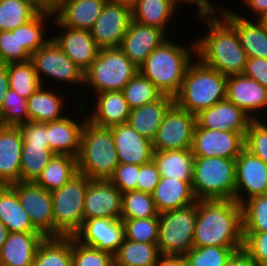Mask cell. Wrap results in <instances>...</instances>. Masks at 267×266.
Segmentation results:
<instances>
[{
	"label": "cell",
	"mask_w": 267,
	"mask_h": 266,
	"mask_svg": "<svg viewBox=\"0 0 267 266\" xmlns=\"http://www.w3.org/2000/svg\"><path fill=\"white\" fill-rule=\"evenodd\" d=\"M166 35L160 28L132 20L119 48L139 68L149 54L167 39Z\"/></svg>",
	"instance_id": "d6986e66"
},
{
	"label": "cell",
	"mask_w": 267,
	"mask_h": 266,
	"mask_svg": "<svg viewBox=\"0 0 267 266\" xmlns=\"http://www.w3.org/2000/svg\"><path fill=\"white\" fill-rule=\"evenodd\" d=\"M10 89L7 64L0 63V109L4 102L5 93Z\"/></svg>",
	"instance_id": "6125c7cd"
},
{
	"label": "cell",
	"mask_w": 267,
	"mask_h": 266,
	"mask_svg": "<svg viewBox=\"0 0 267 266\" xmlns=\"http://www.w3.org/2000/svg\"><path fill=\"white\" fill-rule=\"evenodd\" d=\"M174 97L162 95L158 100L130 109L127 124L138 134L153 141Z\"/></svg>",
	"instance_id": "83f0119b"
},
{
	"label": "cell",
	"mask_w": 267,
	"mask_h": 266,
	"mask_svg": "<svg viewBox=\"0 0 267 266\" xmlns=\"http://www.w3.org/2000/svg\"><path fill=\"white\" fill-rule=\"evenodd\" d=\"M131 21V9L107 1L90 32L100 48L120 47Z\"/></svg>",
	"instance_id": "9a60e30c"
},
{
	"label": "cell",
	"mask_w": 267,
	"mask_h": 266,
	"mask_svg": "<svg viewBox=\"0 0 267 266\" xmlns=\"http://www.w3.org/2000/svg\"><path fill=\"white\" fill-rule=\"evenodd\" d=\"M111 266H119V265L114 262Z\"/></svg>",
	"instance_id": "89a4df30"
},
{
	"label": "cell",
	"mask_w": 267,
	"mask_h": 266,
	"mask_svg": "<svg viewBox=\"0 0 267 266\" xmlns=\"http://www.w3.org/2000/svg\"><path fill=\"white\" fill-rule=\"evenodd\" d=\"M245 134L246 132L206 129L196 123L192 154L194 157L236 158L244 148Z\"/></svg>",
	"instance_id": "7c38bea8"
},
{
	"label": "cell",
	"mask_w": 267,
	"mask_h": 266,
	"mask_svg": "<svg viewBox=\"0 0 267 266\" xmlns=\"http://www.w3.org/2000/svg\"><path fill=\"white\" fill-rule=\"evenodd\" d=\"M122 193L110 180H91L84 201V221L94 218L121 219Z\"/></svg>",
	"instance_id": "2e32d148"
},
{
	"label": "cell",
	"mask_w": 267,
	"mask_h": 266,
	"mask_svg": "<svg viewBox=\"0 0 267 266\" xmlns=\"http://www.w3.org/2000/svg\"><path fill=\"white\" fill-rule=\"evenodd\" d=\"M226 99L252 119H261L256 111L267 108V88L243 74L231 75L227 77Z\"/></svg>",
	"instance_id": "ffe728a7"
},
{
	"label": "cell",
	"mask_w": 267,
	"mask_h": 266,
	"mask_svg": "<svg viewBox=\"0 0 267 266\" xmlns=\"http://www.w3.org/2000/svg\"><path fill=\"white\" fill-rule=\"evenodd\" d=\"M78 172L90 180H109L119 165L118 153L110 128H102L89 121L81 133Z\"/></svg>",
	"instance_id": "5b68a950"
},
{
	"label": "cell",
	"mask_w": 267,
	"mask_h": 266,
	"mask_svg": "<svg viewBox=\"0 0 267 266\" xmlns=\"http://www.w3.org/2000/svg\"><path fill=\"white\" fill-rule=\"evenodd\" d=\"M138 174L139 165L119 163L114 175L109 180L123 194L136 190Z\"/></svg>",
	"instance_id": "816d5d0a"
},
{
	"label": "cell",
	"mask_w": 267,
	"mask_h": 266,
	"mask_svg": "<svg viewBox=\"0 0 267 266\" xmlns=\"http://www.w3.org/2000/svg\"><path fill=\"white\" fill-rule=\"evenodd\" d=\"M96 97L97 106L87 114V121L102 128L127 123L130 108L122 91H105L97 93Z\"/></svg>",
	"instance_id": "484cf974"
},
{
	"label": "cell",
	"mask_w": 267,
	"mask_h": 266,
	"mask_svg": "<svg viewBox=\"0 0 267 266\" xmlns=\"http://www.w3.org/2000/svg\"><path fill=\"white\" fill-rule=\"evenodd\" d=\"M54 24L61 34L51 36L62 51L85 72L97 58L100 47L93 39L90 30L63 26L57 19Z\"/></svg>",
	"instance_id": "ac0fdd59"
},
{
	"label": "cell",
	"mask_w": 267,
	"mask_h": 266,
	"mask_svg": "<svg viewBox=\"0 0 267 266\" xmlns=\"http://www.w3.org/2000/svg\"><path fill=\"white\" fill-rule=\"evenodd\" d=\"M72 266H111L114 255L95 247H90L71 237Z\"/></svg>",
	"instance_id": "7dc6e473"
},
{
	"label": "cell",
	"mask_w": 267,
	"mask_h": 266,
	"mask_svg": "<svg viewBox=\"0 0 267 266\" xmlns=\"http://www.w3.org/2000/svg\"><path fill=\"white\" fill-rule=\"evenodd\" d=\"M23 135V144L49 145L47 122L28 121L19 125Z\"/></svg>",
	"instance_id": "11a10c76"
},
{
	"label": "cell",
	"mask_w": 267,
	"mask_h": 266,
	"mask_svg": "<svg viewBox=\"0 0 267 266\" xmlns=\"http://www.w3.org/2000/svg\"><path fill=\"white\" fill-rule=\"evenodd\" d=\"M160 255L157 244L124 239L114 254V262L119 266H154Z\"/></svg>",
	"instance_id": "8d00e7d4"
},
{
	"label": "cell",
	"mask_w": 267,
	"mask_h": 266,
	"mask_svg": "<svg viewBox=\"0 0 267 266\" xmlns=\"http://www.w3.org/2000/svg\"><path fill=\"white\" fill-rule=\"evenodd\" d=\"M263 122L261 119L251 120L245 134L244 147L267 164V121Z\"/></svg>",
	"instance_id": "f907efd6"
},
{
	"label": "cell",
	"mask_w": 267,
	"mask_h": 266,
	"mask_svg": "<svg viewBox=\"0 0 267 266\" xmlns=\"http://www.w3.org/2000/svg\"><path fill=\"white\" fill-rule=\"evenodd\" d=\"M122 92L130 109L158 100L163 93L139 71L123 87Z\"/></svg>",
	"instance_id": "60d3db41"
},
{
	"label": "cell",
	"mask_w": 267,
	"mask_h": 266,
	"mask_svg": "<svg viewBox=\"0 0 267 266\" xmlns=\"http://www.w3.org/2000/svg\"><path fill=\"white\" fill-rule=\"evenodd\" d=\"M44 238L41 233H9L0 251V266H31Z\"/></svg>",
	"instance_id": "4316f807"
},
{
	"label": "cell",
	"mask_w": 267,
	"mask_h": 266,
	"mask_svg": "<svg viewBox=\"0 0 267 266\" xmlns=\"http://www.w3.org/2000/svg\"><path fill=\"white\" fill-rule=\"evenodd\" d=\"M244 6L250 9L249 11L256 15L257 18L267 11V0H242Z\"/></svg>",
	"instance_id": "be15d7a7"
},
{
	"label": "cell",
	"mask_w": 267,
	"mask_h": 266,
	"mask_svg": "<svg viewBox=\"0 0 267 266\" xmlns=\"http://www.w3.org/2000/svg\"><path fill=\"white\" fill-rule=\"evenodd\" d=\"M15 191L33 227L45 237H53L52 194L35 183L10 185Z\"/></svg>",
	"instance_id": "5bb4252c"
},
{
	"label": "cell",
	"mask_w": 267,
	"mask_h": 266,
	"mask_svg": "<svg viewBox=\"0 0 267 266\" xmlns=\"http://www.w3.org/2000/svg\"><path fill=\"white\" fill-rule=\"evenodd\" d=\"M23 135L19 126L0 125V185L20 182Z\"/></svg>",
	"instance_id": "603a6c76"
},
{
	"label": "cell",
	"mask_w": 267,
	"mask_h": 266,
	"mask_svg": "<svg viewBox=\"0 0 267 266\" xmlns=\"http://www.w3.org/2000/svg\"><path fill=\"white\" fill-rule=\"evenodd\" d=\"M138 71L119 47L100 48L97 58L84 72V86L94 89L96 94L122 91Z\"/></svg>",
	"instance_id": "ba28073f"
},
{
	"label": "cell",
	"mask_w": 267,
	"mask_h": 266,
	"mask_svg": "<svg viewBox=\"0 0 267 266\" xmlns=\"http://www.w3.org/2000/svg\"><path fill=\"white\" fill-rule=\"evenodd\" d=\"M40 12L55 14L64 0H29Z\"/></svg>",
	"instance_id": "91938a15"
},
{
	"label": "cell",
	"mask_w": 267,
	"mask_h": 266,
	"mask_svg": "<svg viewBox=\"0 0 267 266\" xmlns=\"http://www.w3.org/2000/svg\"><path fill=\"white\" fill-rule=\"evenodd\" d=\"M112 3L123 5L129 9H133L139 2V0H108Z\"/></svg>",
	"instance_id": "03108f58"
},
{
	"label": "cell",
	"mask_w": 267,
	"mask_h": 266,
	"mask_svg": "<svg viewBox=\"0 0 267 266\" xmlns=\"http://www.w3.org/2000/svg\"><path fill=\"white\" fill-rule=\"evenodd\" d=\"M243 232H267V195H257L241 204Z\"/></svg>",
	"instance_id": "ee69618b"
},
{
	"label": "cell",
	"mask_w": 267,
	"mask_h": 266,
	"mask_svg": "<svg viewBox=\"0 0 267 266\" xmlns=\"http://www.w3.org/2000/svg\"><path fill=\"white\" fill-rule=\"evenodd\" d=\"M137 180V191L152 194L160 180V173L156 163L153 160L139 165V174Z\"/></svg>",
	"instance_id": "db71d44e"
},
{
	"label": "cell",
	"mask_w": 267,
	"mask_h": 266,
	"mask_svg": "<svg viewBox=\"0 0 267 266\" xmlns=\"http://www.w3.org/2000/svg\"><path fill=\"white\" fill-rule=\"evenodd\" d=\"M74 237L82 244L114 255L125 239L123 222L121 219H88Z\"/></svg>",
	"instance_id": "e0dca14e"
},
{
	"label": "cell",
	"mask_w": 267,
	"mask_h": 266,
	"mask_svg": "<svg viewBox=\"0 0 267 266\" xmlns=\"http://www.w3.org/2000/svg\"><path fill=\"white\" fill-rule=\"evenodd\" d=\"M195 125L196 116L174 103L152 141L154 151L191 149Z\"/></svg>",
	"instance_id": "8fae6325"
},
{
	"label": "cell",
	"mask_w": 267,
	"mask_h": 266,
	"mask_svg": "<svg viewBox=\"0 0 267 266\" xmlns=\"http://www.w3.org/2000/svg\"><path fill=\"white\" fill-rule=\"evenodd\" d=\"M31 266H72L71 237H45Z\"/></svg>",
	"instance_id": "d590c367"
},
{
	"label": "cell",
	"mask_w": 267,
	"mask_h": 266,
	"mask_svg": "<svg viewBox=\"0 0 267 266\" xmlns=\"http://www.w3.org/2000/svg\"><path fill=\"white\" fill-rule=\"evenodd\" d=\"M217 15L196 17L208 22V33L195 40L196 58L227 77L242 74L248 57L234 27Z\"/></svg>",
	"instance_id": "7a4b0ae2"
},
{
	"label": "cell",
	"mask_w": 267,
	"mask_h": 266,
	"mask_svg": "<svg viewBox=\"0 0 267 266\" xmlns=\"http://www.w3.org/2000/svg\"><path fill=\"white\" fill-rule=\"evenodd\" d=\"M8 234V229L6 228L5 224L0 220V251L7 240Z\"/></svg>",
	"instance_id": "e7e4bbea"
},
{
	"label": "cell",
	"mask_w": 267,
	"mask_h": 266,
	"mask_svg": "<svg viewBox=\"0 0 267 266\" xmlns=\"http://www.w3.org/2000/svg\"><path fill=\"white\" fill-rule=\"evenodd\" d=\"M192 190L197 200H234L235 158L194 157Z\"/></svg>",
	"instance_id": "8992f818"
},
{
	"label": "cell",
	"mask_w": 267,
	"mask_h": 266,
	"mask_svg": "<svg viewBox=\"0 0 267 266\" xmlns=\"http://www.w3.org/2000/svg\"><path fill=\"white\" fill-rule=\"evenodd\" d=\"M226 266H260L259 263L252 258L244 248L235 251L229 258Z\"/></svg>",
	"instance_id": "680465c9"
},
{
	"label": "cell",
	"mask_w": 267,
	"mask_h": 266,
	"mask_svg": "<svg viewBox=\"0 0 267 266\" xmlns=\"http://www.w3.org/2000/svg\"><path fill=\"white\" fill-rule=\"evenodd\" d=\"M121 219H142L159 217L151 194L142 191H128L122 194Z\"/></svg>",
	"instance_id": "b9f144b4"
},
{
	"label": "cell",
	"mask_w": 267,
	"mask_h": 266,
	"mask_svg": "<svg viewBox=\"0 0 267 266\" xmlns=\"http://www.w3.org/2000/svg\"><path fill=\"white\" fill-rule=\"evenodd\" d=\"M242 74L267 88V59L248 58Z\"/></svg>",
	"instance_id": "9f6ffc18"
},
{
	"label": "cell",
	"mask_w": 267,
	"mask_h": 266,
	"mask_svg": "<svg viewBox=\"0 0 267 266\" xmlns=\"http://www.w3.org/2000/svg\"><path fill=\"white\" fill-rule=\"evenodd\" d=\"M242 207L235 200H197L193 247H243Z\"/></svg>",
	"instance_id": "6da1fadb"
},
{
	"label": "cell",
	"mask_w": 267,
	"mask_h": 266,
	"mask_svg": "<svg viewBox=\"0 0 267 266\" xmlns=\"http://www.w3.org/2000/svg\"><path fill=\"white\" fill-rule=\"evenodd\" d=\"M192 42V48L188 50L186 46L166 39L149 54L138 68L139 72L164 95L174 97L179 92L185 73L193 61L192 55L196 54L195 41Z\"/></svg>",
	"instance_id": "3957f363"
},
{
	"label": "cell",
	"mask_w": 267,
	"mask_h": 266,
	"mask_svg": "<svg viewBox=\"0 0 267 266\" xmlns=\"http://www.w3.org/2000/svg\"><path fill=\"white\" fill-rule=\"evenodd\" d=\"M226 89L227 76L195 59L185 73L179 92L174 96V103L196 116L202 110L225 100Z\"/></svg>",
	"instance_id": "277c9868"
},
{
	"label": "cell",
	"mask_w": 267,
	"mask_h": 266,
	"mask_svg": "<svg viewBox=\"0 0 267 266\" xmlns=\"http://www.w3.org/2000/svg\"><path fill=\"white\" fill-rule=\"evenodd\" d=\"M219 14L234 27L248 58L267 59V31L256 20H248L226 8H221Z\"/></svg>",
	"instance_id": "cb8c5ba5"
},
{
	"label": "cell",
	"mask_w": 267,
	"mask_h": 266,
	"mask_svg": "<svg viewBox=\"0 0 267 266\" xmlns=\"http://www.w3.org/2000/svg\"><path fill=\"white\" fill-rule=\"evenodd\" d=\"M39 81L44 86L43 76L64 81V84L84 86V72L62 51L51 37L41 48L31 55ZM44 74V75H43Z\"/></svg>",
	"instance_id": "30bf717a"
},
{
	"label": "cell",
	"mask_w": 267,
	"mask_h": 266,
	"mask_svg": "<svg viewBox=\"0 0 267 266\" xmlns=\"http://www.w3.org/2000/svg\"><path fill=\"white\" fill-rule=\"evenodd\" d=\"M91 180L84 174H75L52 194L53 237H74L84 222V201Z\"/></svg>",
	"instance_id": "52a82bcc"
},
{
	"label": "cell",
	"mask_w": 267,
	"mask_h": 266,
	"mask_svg": "<svg viewBox=\"0 0 267 266\" xmlns=\"http://www.w3.org/2000/svg\"><path fill=\"white\" fill-rule=\"evenodd\" d=\"M244 250L259 264L267 260V232H243Z\"/></svg>",
	"instance_id": "f5cc1de1"
},
{
	"label": "cell",
	"mask_w": 267,
	"mask_h": 266,
	"mask_svg": "<svg viewBox=\"0 0 267 266\" xmlns=\"http://www.w3.org/2000/svg\"><path fill=\"white\" fill-rule=\"evenodd\" d=\"M119 163L145 164L153 160V143L138 134L129 124L123 123L110 127Z\"/></svg>",
	"instance_id": "44dd1931"
},
{
	"label": "cell",
	"mask_w": 267,
	"mask_h": 266,
	"mask_svg": "<svg viewBox=\"0 0 267 266\" xmlns=\"http://www.w3.org/2000/svg\"><path fill=\"white\" fill-rule=\"evenodd\" d=\"M54 155L49 145L23 144L20 182L35 183Z\"/></svg>",
	"instance_id": "74e56055"
},
{
	"label": "cell",
	"mask_w": 267,
	"mask_h": 266,
	"mask_svg": "<svg viewBox=\"0 0 267 266\" xmlns=\"http://www.w3.org/2000/svg\"><path fill=\"white\" fill-rule=\"evenodd\" d=\"M160 177H167L192 183L194 156L191 149L154 151Z\"/></svg>",
	"instance_id": "1f68e13d"
},
{
	"label": "cell",
	"mask_w": 267,
	"mask_h": 266,
	"mask_svg": "<svg viewBox=\"0 0 267 266\" xmlns=\"http://www.w3.org/2000/svg\"><path fill=\"white\" fill-rule=\"evenodd\" d=\"M259 265L260 266H267V260H263Z\"/></svg>",
	"instance_id": "a7ac6f4b"
},
{
	"label": "cell",
	"mask_w": 267,
	"mask_h": 266,
	"mask_svg": "<svg viewBox=\"0 0 267 266\" xmlns=\"http://www.w3.org/2000/svg\"><path fill=\"white\" fill-rule=\"evenodd\" d=\"M173 2L178 5V3H186L189 4L194 3L195 5H197V13H196V17L199 16H207V15H215V14H219V10L221 9V7H216L213 5V3L210 2V0H173ZM217 9V10H216ZM217 12H216V11Z\"/></svg>",
	"instance_id": "6f0895ef"
},
{
	"label": "cell",
	"mask_w": 267,
	"mask_h": 266,
	"mask_svg": "<svg viewBox=\"0 0 267 266\" xmlns=\"http://www.w3.org/2000/svg\"><path fill=\"white\" fill-rule=\"evenodd\" d=\"M40 11L29 0H0V31H11Z\"/></svg>",
	"instance_id": "ab89813d"
},
{
	"label": "cell",
	"mask_w": 267,
	"mask_h": 266,
	"mask_svg": "<svg viewBox=\"0 0 267 266\" xmlns=\"http://www.w3.org/2000/svg\"><path fill=\"white\" fill-rule=\"evenodd\" d=\"M77 173L76 157L55 154L49 164L42 170L35 184L49 192H53L60 189Z\"/></svg>",
	"instance_id": "e575fe53"
},
{
	"label": "cell",
	"mask_w": 267,
	"mask_h": 266,
	"mask_svg": "<svg viewBox=\"0 0 267 266\" xmlns=\"http://www.w3.org/2000/svg\"><path fill=\"white\" fill-rule=\"evenodd\" d=\"M108 0H64L54 14L63 26L90 30Z\"/></svg>",
	"instance_id": "f546056e"
},
{
	"label": "cell",
	"mask_w": 267,
	"mask_h": 266,
	"mask_svg": "<svg viewBox=\"0 0 267 266\" xmlns=\"http://www.w3.org/2000/svg\"><path fill=\"white\" fill-rule=\"evenodd\" d=\"M46 88V86H41L27 99L29 121L45 123L59 120L66 115L62 112L65 107L62 95Z\"/></svg>",
	"instance_id": "d6a6232c"
},
{
	"label": "cell",
	"mask_w": 267,
	"mask_h": 266,
	"mask_svg": "<svg viewBox=\"0 0 267 266\" xmlns=\"http://www.w3.org/2000/svg\"><path fill=\"white\" fill-rule=\"evenodd\" d=\"M151 195L159 214L197 202L192 183L170 177H160Z\"/></svg>",
	"instance_id": "f1b7e54d"
},
{
	"label": "cell",
	"mask_w": 267,
	"mask_h": 266,
	"mask_svg": "<svg viewBox=\"0 0 267 266\" xmlns=\"http://www.w3.org/2000/svg\"><path fill=\"white\" fill-rule=\"evenodd\" d=\"M28 121L27 99L9 89L5 93L4 102L0 109V125L19 126Z\"/></svg>",
	"instance_id": "c3c4849f"
},
{
	"label": "cell",
	"mask_w": 267,
	"mask_h": 266,
	"mask_svg": "<svg viewBox=\"0 0 267 266\" xmlns=\"http://www.w3.org/2000/svg\"><path fill=\"white\" fill-rule=\"evenodd\" d=\"M243 247H192L185 255L187 266H226L232 254Z\"/></svg>",
	"instance_id": "7bdbcfd3"
},
{
	"label": "cell",
	"mask_w": 267,
	"mask_h": 266,
	"mask_svg": "<svg viewBox=\"0 0 267 266\" xmlns=\"http://www.w3.org/2000/svg\"><path fill=\"white\" fill-rule=\"evenodd\" d=\"M7 73L10 89L25 99L42 86L31 61L8 63Z\"/></svg>",
	"instance_id": "f35d334b"
},
{
	"label": "cell",
	"mask_w": 267,
	"mask_h": 266,
	"mask_svg": "<svg viewBox=\"0 0 267 266\" xmlns=\"http://www.w3.org/2000/svg\"><path fill=\"white\" fill-rule=\"evenodd\" d=\"M0 220L9 233H40L33 227L16 191L10 185H0Z\"/></svg>",
	"instance_id": "4dcf8cb0"
},
{
	"label": "cell",
	"mask_w": 267,
	"mask_h": 266,
	"mask_svg": "<svg viewBox=\"0 0 267 266\" xmlns=\"http://www.w3.org/2000/svg\"><path fill=\"white\" fill-rule=\"evenodd\" d=\"M177 7L173 0H139L132 9V20L160 28L167 33V25L171 22L169 20L176 13Z\"/></svg>",
	"instance_id": "836d02e7"
},
{
	"label": "cell",
	"mask_w": 267,
	"mask_h": 266,
	"mask_svg": "<svg viewBox=\"0 0 267 266\" xmlns=\"http://www.w3.org/2000/svg\"><path fill=\"white\" fill-rule=\"evenodd\" d=\"M197 202L159 214L158 250L162 255H185L192 247Z\"/></svg>",
	"instance_id": "9c48e42d"
},
{
	"label": "cell",
	"mask_w": 267,
	"mask_h": 266,
	"mask_svg": "<svg viewBox=\"0 0 267 266\" xmlns=\"http://www.w3.org/2000/svg\"><path fill=\"white\" fill-rule=\"evenodd\" d=\"M257 195H267V164L244 147L235 158L234 200L241 205Z\"/></svg>",
	"instance_id": "4fadbf2b"
},
{
	"label": "cell",
	"mask_w": 267,
	"mask_h": 266,
	"mask_svg": "<svg viewBox=\"0 0 267 266\" xmlns=\"http://www.w3.org/2000/svg\"><path fill=\"white\" fill-rule=\"evenodd\" d=\"M154 266H187L183 255H160Z\"/></svg>",
	"instance_id": "94428289"
},
{
	"label": "cell",
	"mask_w": 267,
	"mask_h": 266,
	"mask_svg": "<svg viewBox=\"0 0 267 266\" xmlns=\"http://www.w3.org/2000/svg\"><path fill=\"white\" fill-rule=\"evenodd\" d=\"M252 118L227 99L196 115V123L206 129L246 132Z\"/></svg>",
	"instance_id": "7402d4cb"
},
{
	"label": "cell",
	"mask_w": 267,
	"mask_h": 266,
	"mask_svg": "<svg viewBox=\"0 0 267 266\" xmlns=\"http://www.w3.org/2000/svg\"><path fill=\"white\" fill-rule=\"evenodd\" d=\"M68 116V117H67ZM65 115L63 118L47 122V137L49 148L58 155L78 157L80 153L81 133L87 121L84 116L82 122Z\"/></svg>",
	"instance_id": "d4e9b609"
},
{
	"label": "cell",
	"mask_w": 267,
	"mask_h": 266,
	"mask_svg": "<svg viewBox=\"0 0 267 266\" xmlns=\"http://www.w3.org/2000/svg\"><path fill=\"white\" fill-rule=\"evenodd\" d=\"M267 31V11L256 20Z\"/></svg>",
	"instance_id": "003e7915"
},
{
	"label": "cell",
	"mask_w": 267,
	"mask_h": 266,
	"mask_svg": "<svg viewBox=\"0 0 267 266\" xmlns=\"http://www.w3.org/2000/svg\"><path fill=\"white\" fill-rule=\"evenodd\" d=\"M121 220L125 239L141 243H158L159 217Z\"/></svg>",
	"instance_id": "bcb514c9"
},
{
	"label": "cell",
	"mask_w": 267,
	"mask_h": 266,
	"mask_svg": "<svg viewBox=\"0 0 267 266\" xmlns=\"http://www.w3.org/2000/svg\"><path fill=\"white\" fill-rule=\"evenodd\" d=\"M53 16L51 13L39 12L33 19L19 27L20 45H23L31 55L51 38V36L45 37L44 26L46 19L54 18Z\"/></svg>",
	"instance_id": "f6af8a7d"
},
{
	"label": "cell",
	"mask_w": 267,
	"mask_h": 266,
	"mask_svg": "<svg viewBox=\"0 0 267 266\" xmlns=\"http://www.w3.org/2000/svg\"><path fill=\"white\" fill-rule=\"evenodd\" d=\"M31 54L20 45L19 27L11 31H0V63L30 61Z\"/></svg>",
	"instance_id": "681fc988"
}]
</instances>
